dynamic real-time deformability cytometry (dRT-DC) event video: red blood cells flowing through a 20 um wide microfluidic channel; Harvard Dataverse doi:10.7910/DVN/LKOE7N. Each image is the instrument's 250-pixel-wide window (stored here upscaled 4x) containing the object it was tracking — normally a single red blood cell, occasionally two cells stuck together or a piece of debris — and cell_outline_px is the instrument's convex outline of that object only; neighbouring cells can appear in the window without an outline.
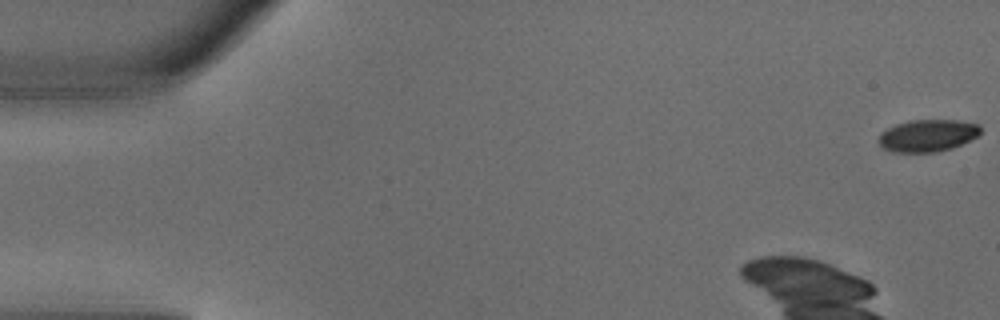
{"species": "common noctule bat (a hibernating species)", "species_latin": "Nyctalus noctula", "temperature_condition": "warm", "stored_images_in_passage": 5, "segment_of_instrument_passage": [2, 2], "camera_frame_rate_fps": 3000, "um_per_image_px": 0.085, "animal": {"sex": "male", "body_mass_g": 18.8}, "frame": {"image": 1, "passage_image": 5, "time_ms": 1.333, "image_size_px": [1000, 320], "cell_outline_px": [[980, 136], [952, 148], [936, 152], [892, 152], [884, 148], [880, 144], [880, 132], [896, 124], [908, 120], [956, 120], [980, 124]], "centroid_in_image_um": [78.88, 11.52], "position_along_channel_um": 6.1, "area_um2": 19.13}}